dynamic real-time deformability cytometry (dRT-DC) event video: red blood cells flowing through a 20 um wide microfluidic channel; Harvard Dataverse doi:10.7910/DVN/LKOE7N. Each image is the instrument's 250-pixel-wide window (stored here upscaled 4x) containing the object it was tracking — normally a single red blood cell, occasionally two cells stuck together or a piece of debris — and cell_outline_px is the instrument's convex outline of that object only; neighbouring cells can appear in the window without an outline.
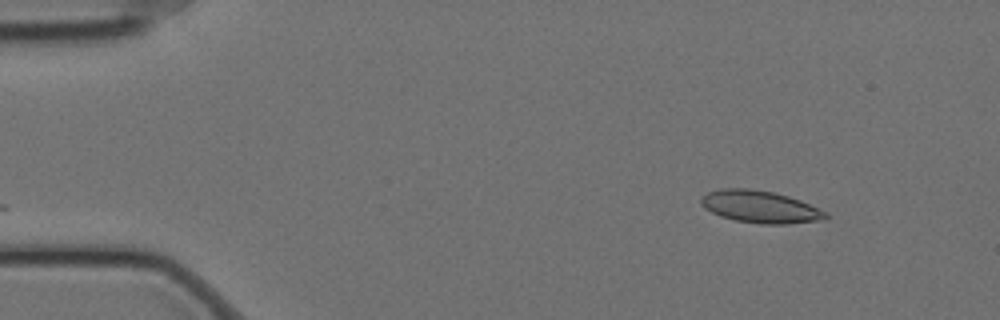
{"species": "Egyptian fruit bat (a non-hibernating species)", "species_latin": "Rousettus aegyptiacus", "temperature_condition": "cold", "stored_images_in_passage": 52, "camera_frame_rate_fps": 3000, "um_per_image_px": 0.085, "animal": {"sex": "female"}, "frame": {"image": 1, "passage_image": 1, "time_ms": 0.0, "image_size_px": [1000, 320], "cell_outline_px": [[828, 216], [816, 220], [788, 224], [760, 224], [736, 220], [720, 216], [704, 208], [700, 204], [700, 196], [708, 192], [720, 188], [748, 188], [772, 192], [788, 196], [800, 200], [828, 212]], "centroid_in_image_um": [64.56, 17.57], "position_along_channel_um": 20.4, "area_um2": 23.35}}
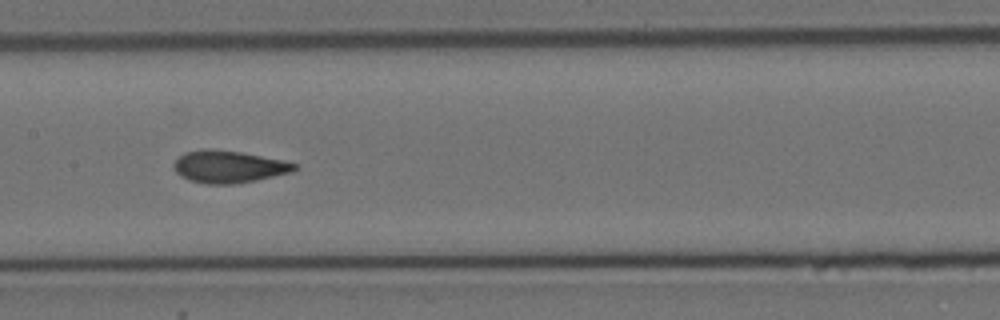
{"frame": {"image": 2, "passage_image": 23, "time_ms": 7.333, "image_size_px": [1000, 320], "cell_outline_px": [[296, 168], [292, 172], [256, 180], [232, 184], [208, 184], [188, 180], [180, 176], [172, 168], [172, 164], [184, 152], [204, 148], [212, 148], [240, 152], [284, 160], [296, 164]], "centroid_in_image_um": [19.39, 14.16], "position_along_channel_um": 188.0, "area_um2": 22.77}}
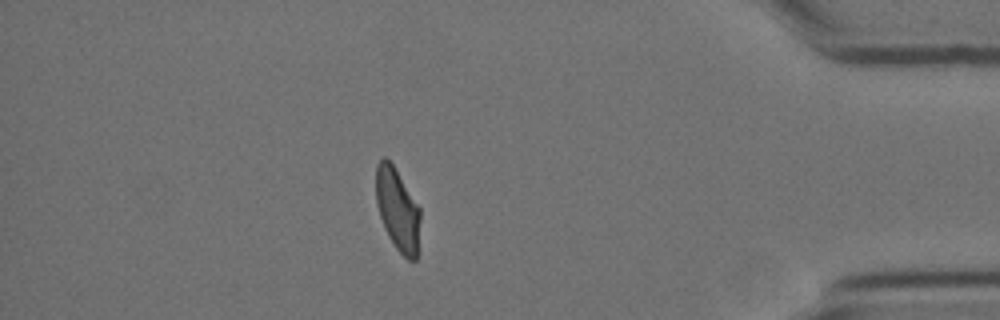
{"frame": {"image": 3, "passage_image": 45, "time_ms": 14.667, "image_size_px": [1000, 320], "cell_outline_px": [[420, 220], [416, 260], [408, 260], [396, 248], [388, 236], [384, 228], [376, 204], [376, 164], [384, 156], [392, 164], [420, 208]], "centroid_in_image_um": [33.78, 17.82], "position_along_channel_um": 401.4, "area_um2": 21.04}, "authors_computed_cell_mechanics": {"area_um2": 22.4842, "velocity_mm_per_s": 3.4713, "shape_relaxation_time_tau1_ms": 6.2923, "shape_relaxation_time_tau2_ms": 1.0768, "deformation_change_tau1": 0.1638, "deformation_change_tau2": 0.0634}}